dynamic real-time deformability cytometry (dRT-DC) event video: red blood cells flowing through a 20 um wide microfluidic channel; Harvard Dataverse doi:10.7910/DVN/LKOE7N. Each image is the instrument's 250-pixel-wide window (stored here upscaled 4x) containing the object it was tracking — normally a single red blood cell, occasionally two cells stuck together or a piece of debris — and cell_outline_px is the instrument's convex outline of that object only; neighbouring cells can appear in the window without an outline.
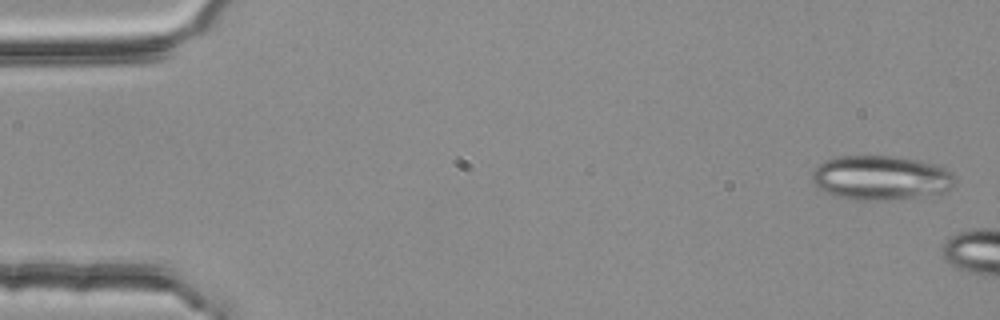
{"species": "common noctule bat (a hibernating species)", "species_latin": "Nyctalus noctula", "temperature_condition": "room temperature", "stored_images_in_passage": 11, "camera_frame_rate_fps": 3000, "um_per_image_px": 0.085, "animal": {"sex": "female", "body_mass_g": 25.1}, "frame": {"image": 1, "passage_image": 1, "time_ms": 0.0, "image_size_px": [1000, 320], "cell_outline_px": [[956, 184], [944, 192], [888, 200], [856, 200], [836, 196], [816, 188], [812, 180], [812, 168], [824, 160], [836, 156], [892, 156], [916, 160], [936, 164], [952, 172], [956, 176]], "centroid_in_image_um": [74.84, 15.1], "position_along_channel_um": 10.2, "area_um2": 37.22}}